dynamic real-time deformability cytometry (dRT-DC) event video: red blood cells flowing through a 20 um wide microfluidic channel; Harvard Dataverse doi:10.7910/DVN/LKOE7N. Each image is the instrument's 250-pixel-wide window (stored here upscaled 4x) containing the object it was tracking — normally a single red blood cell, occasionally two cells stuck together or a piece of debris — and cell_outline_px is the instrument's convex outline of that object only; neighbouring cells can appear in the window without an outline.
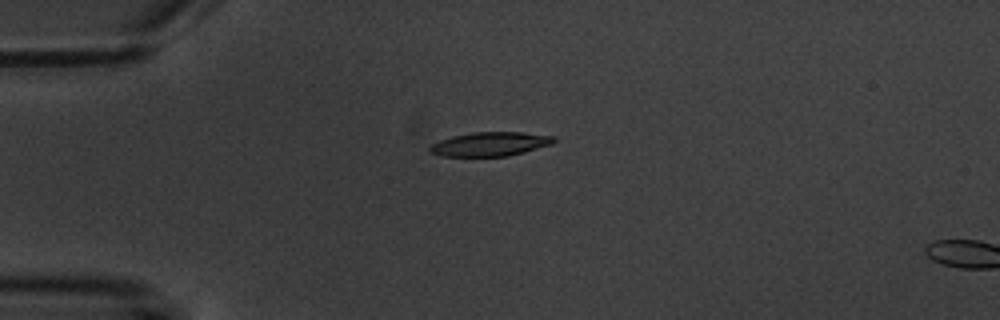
{"species": "common noctule bat (a hibernating species)", "species_latin": "Nyctalus noctula", "temperature_condition": "warm", "stored_images_in_passage": 2, "camera_frame_rate_fps": 3000, "um_per_image_px": 0.085, "animal": {"sex": "male", "body_mass_g": 20.1, "forearm_length_mm": 53.5}, "frame": {"image": 1, "passage_image": 1, "time_ms": 0.0, "image_size_px": [1000, 320], "cell_outline_px": [[556, 140], [552, 144], [508, 156], [440, 156], [428, 152], [428, 148], [432, 144], [440, 140], [452, 136], [472, 132], [520, 132], [556, 136]], "centroid_in_image_um": [41.64, 12.24], "position_along_channel_um": 43.4, "area_um2": 17.4}}